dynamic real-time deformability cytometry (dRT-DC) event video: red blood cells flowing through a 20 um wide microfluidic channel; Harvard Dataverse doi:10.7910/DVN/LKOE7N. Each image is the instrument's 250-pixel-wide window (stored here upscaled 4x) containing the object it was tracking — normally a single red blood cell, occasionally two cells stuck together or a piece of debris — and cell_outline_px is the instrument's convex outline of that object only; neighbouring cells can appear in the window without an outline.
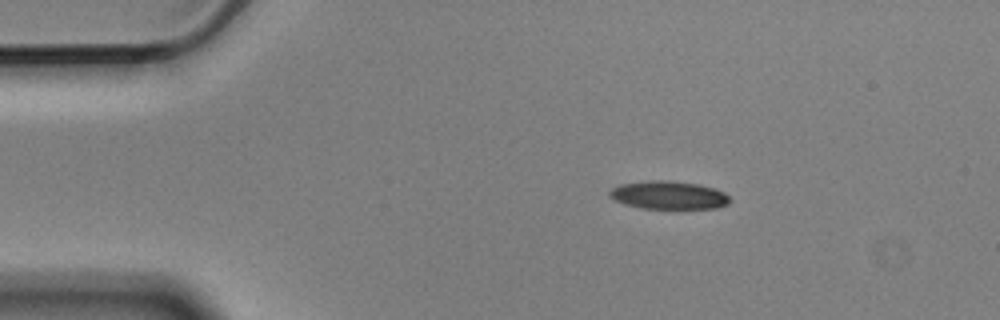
{"species": "Egyptian fruit bat (a non-hibernating species)", "species_latin": "Rousettus aegyptiacus", "temperature_condition": "cold", "stored_images_in_passage": 3, "camera_frame_rate_fps": 3000, "um_per_image_px": 0.085, "animal": {"sex": "male"}, "frame": {"image": 1, "passage_image": 1, "time_ms": 0.0, "image_size_px": [1000, 320], "cell_outline_px": [[732, 200], [728, 204], [716, 208], [640, 208], [624, 204], [612, 200], [608, 196], [608, 192], [612, 188], [620, 184], [648, 180], [668, 180], [700, 184], [716, 188], [724, 192]], "centroid_in_image_um": [56.81, 16.58], "position_along_channel_um": 28.2, "area_um2": 20.0}}
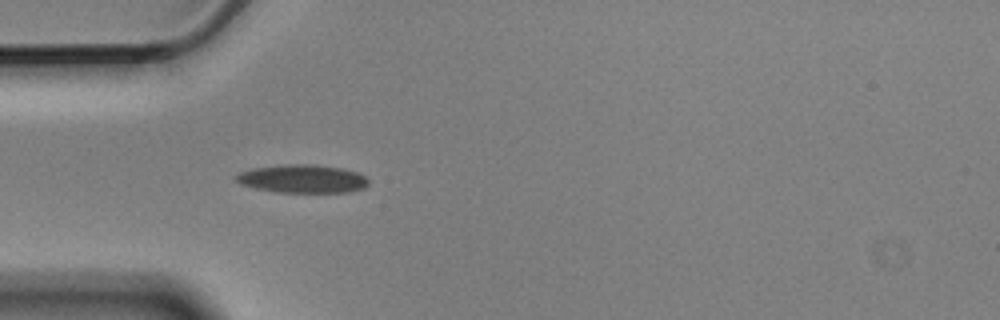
{"frame": {"image": 2, "passage_image": 3, "time_ms": 0.667, "image_size_px": [1000, 320], "cell_outline_px": [[368, 184], [364, 188], [348, 192], [276, 192], [256, 188], [240, 184], [236, 180], [236, 176], [240, 172], [252, 168], [284, 164], [308, 164], [344, 168], [356, 172], [364, 176], [368, 180]], "centroid_in_image_um": [25.71, 15.19], "position_along_channel_um": 59.3, "area_um2": 21.73}}